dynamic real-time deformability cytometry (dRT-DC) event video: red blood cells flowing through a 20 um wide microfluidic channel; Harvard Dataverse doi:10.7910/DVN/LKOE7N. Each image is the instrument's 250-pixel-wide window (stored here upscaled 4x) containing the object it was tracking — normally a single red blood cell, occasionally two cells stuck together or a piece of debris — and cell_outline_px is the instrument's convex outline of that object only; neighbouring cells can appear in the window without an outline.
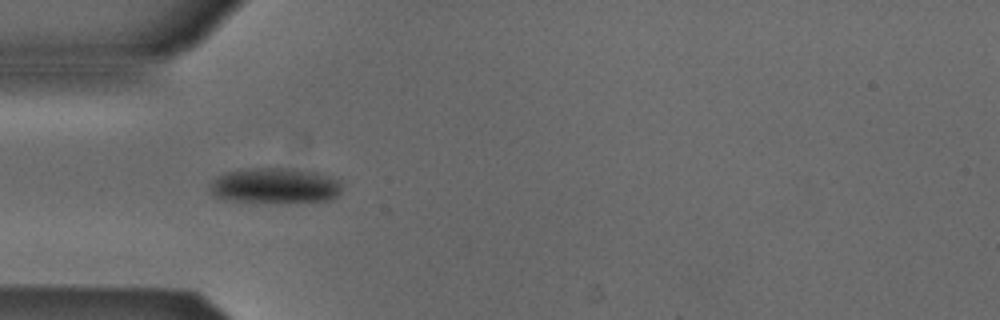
{"species": "Egyptian fruit bat (a non-hibernating species)", "species_latin": "Rousettus aegyptiacus", "temperature_condition": "cold", "stored_images_in_passage": 35, "camera_frame_rate_fps": 3000, "um_per_image_px": 0.085, "animal": {"sex": "male"}, "frame": {"image": 1, "passage_image": 1, "time_ms": 0.0, "image_size_px": [1000, 320], "cell_outline_px": [[340, 192], [332, 200], [224, 200], [208, 192], [208, 184], [216, 176], [224, 172], [240, 168], [284, 168], [316, 172], [340, 180]], "centroid_in_image_um": [23.27, 15.73], "position_along_channel_um": 61.7, "area_um2": 26.7}}
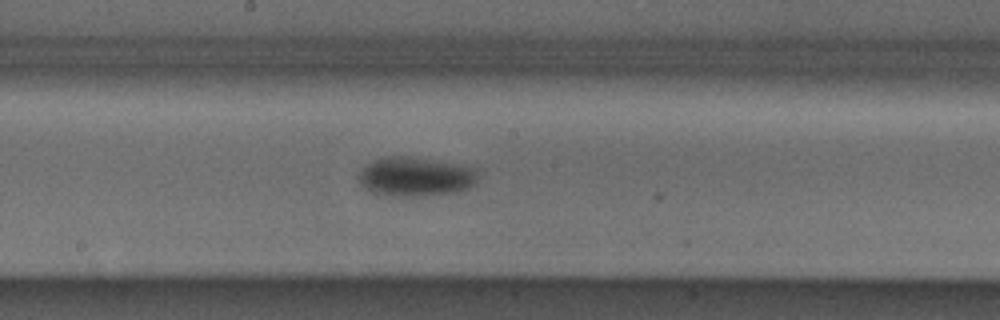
{"frame": {"image": 2, "passage_image": 13, "time_ms": 4.0, "image_size_px": [1000, 320], "cell_outline_px": [[484, 168], [476, 184], [460, 192], [416, 196], [380, 196], [372, 192], [360, 184], [360, 168], [372, 160], [384, 156], [404, 156], [432, 160]], "centroid_in_image_um": [35.4, 15.02], "position_along_channel_um": 212.8, "area_um2": 28.03}}
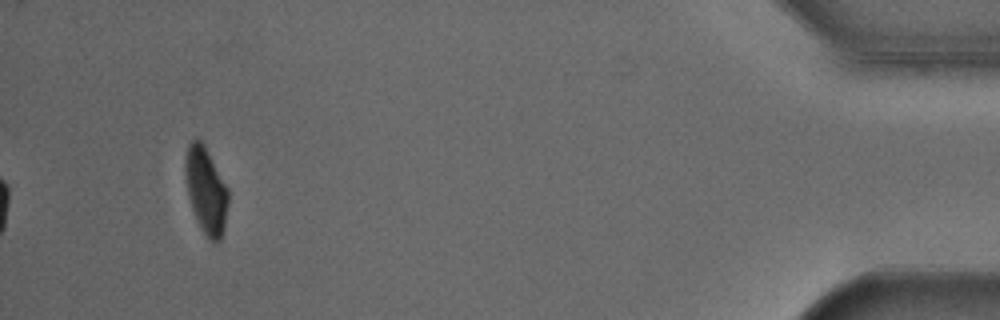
{"frame": {"image": 3, "passage_image": 35, "time_ms": 11.333, "image_size_px": [1000, 320], "cell_outline_px": [[228, 204], [224, 228], [220, 240], [216, 244], [208, 240], [200, 228], [196, 220], [188, 196], [184, 172], [184, 160], [188, 144], [196, 136], [204, 144], [228, 188]], "centroid_in_image_um": [17.49, 16.19], "position_along_channel_um": 417.7, "area_um2": 21.96}, "authors_computed_cell_mechanics": {"area_um2": 26.7036, "velocity_mm_per_s": 3.8324, "shape_relaxation_time_tau1_ms": 2.6033, "shape_relaxation_time_tau2_ms": null, "deformation_change_tau1": 0.0948, "deformation_change_tau2": null}}